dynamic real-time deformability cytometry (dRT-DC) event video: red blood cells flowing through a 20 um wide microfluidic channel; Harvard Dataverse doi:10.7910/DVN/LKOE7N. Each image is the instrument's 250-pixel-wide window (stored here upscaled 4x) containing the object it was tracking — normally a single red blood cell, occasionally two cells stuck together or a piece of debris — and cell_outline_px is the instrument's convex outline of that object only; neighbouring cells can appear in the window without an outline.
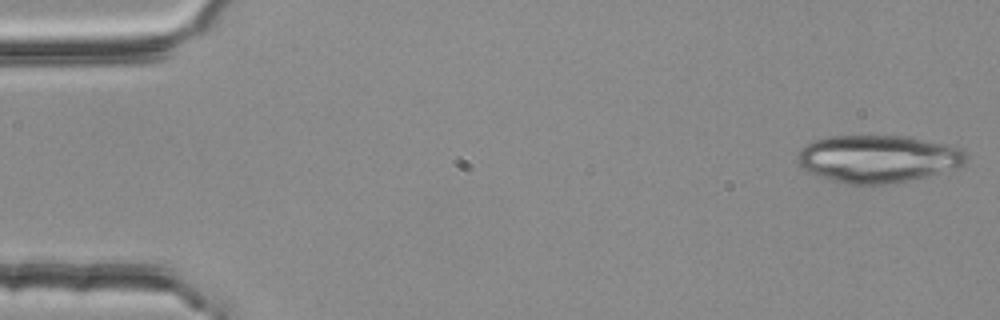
{"species": "common noctule bat (a hibernating species)", "species_latin": "Nyctalus noctula", "temperature_condition": "room temperature", "stored_images_in_passage": 20, "camera_frame_rate_fps": 3000, "um_per_image_px": 0.085, "animal": {"sex": "female", "body_mass_g": 25.1}, "frame": {"image": 1, "passage_image": 1, "time_ms": 0.0, "image_size_px": [1000, 320], "cell_outline_px": [[968, 160], [964, 164], [928, 176], [888, 184], [848, 184], [832, 180], [808, 172], [800, 164], [796, 156], [800, 148], [816, 140], [828, 136], [904, 136], [924, 140], [960, 148], [968, 156]], "centroid_in_image_um": [74.6, 13.49], "position_along_channel_um": 10.4, "area_um2": 46.12}}
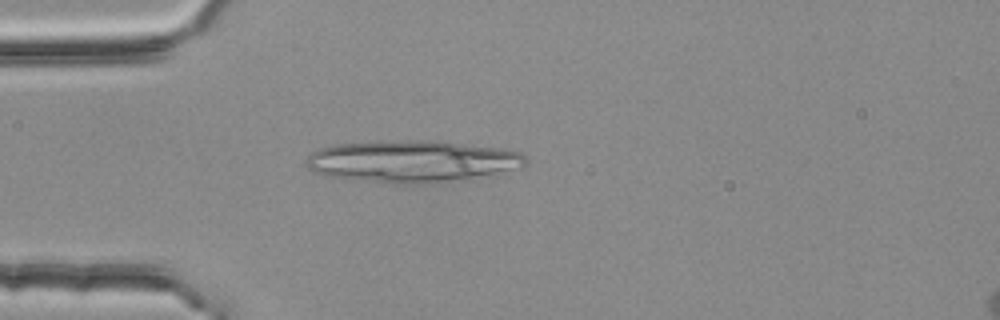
{"frame": {"image": 2, "passage_image": 14, "time_ms": 4.333, "image_size_px": [1000, 320], "cell_outline_px": [[528, 160], [520, 168], [496, 176], [440, 184], [392, 184], [328, 176], [316, 172], [308, 168], [304, 164], [308, 156], [312, 152], [320, 148], [336, 144], [380, 140], [440, 140], [500, 148], [520, 152], [528, 156]], "centroid_in_image_um": [35.15, 13.73], "position_along_channel_um": 49.9, "area_um2": 55.43}}